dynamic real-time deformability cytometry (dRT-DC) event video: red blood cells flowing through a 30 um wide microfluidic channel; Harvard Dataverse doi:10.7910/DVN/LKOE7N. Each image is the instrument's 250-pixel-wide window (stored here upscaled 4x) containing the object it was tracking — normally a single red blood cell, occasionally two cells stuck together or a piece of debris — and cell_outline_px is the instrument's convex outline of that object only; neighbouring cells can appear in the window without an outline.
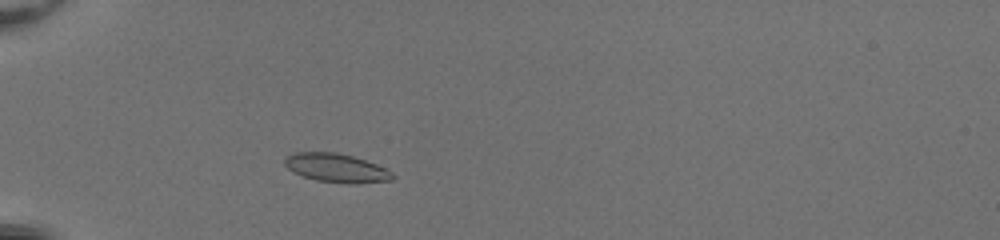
{"species": "common noctule bat (a hibernating species)", "species_latin": "Nyctalus noctula", "temperature_condition": "room temperature", "stored_images_in_passage": 41, "camera_frame_rate_fps": 3000, "um_per_image_px": 0.085, "animal": {"sex": "female", "body_mass_g": 20.0, "forearm_length_mm": 54.0}, "frame": {"image": 1, "passage_image": 7, "time_ms": 2.0, "image_size_px": [1000, 240], "cell_outline_px": [[396, 176], [392, 180], [356, 184], [348, 184], [316, 180], [292, 172], [284, 164], [284, 160], [288, 156], [296, 152], [336, 152], [352, 156], [376, 164], [392, 172]], "centroid_in_image_um": [28.61, 14.29], "position_along_channel_um": 56.4, "area_um2": 18.03}}
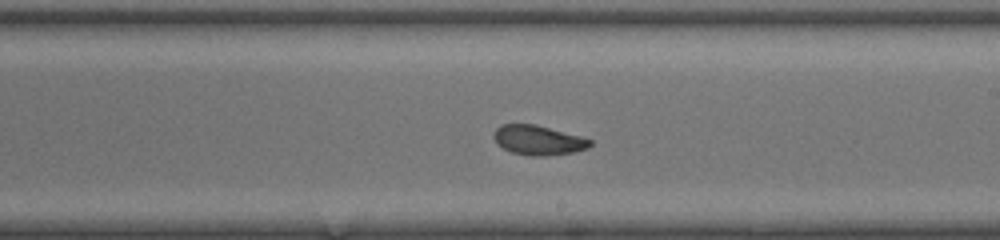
{"frame": {"image": 2, "passage_image": 22, "time_ms": 7.0, "image_size_px": [1000, 240], "cell_outline_px": [[592, 144], [588, 148], [572, 152], [544, 156], [532, 156], [512, 152], [496, 144], [492, 136], [496, 128], [500, 124], [536, 124], [580, 136], [592, 140]], "centroid_in_image_um": [45.72, 11.9], "position_along_channel_um": 243.3, "area_um2": 16.65}}
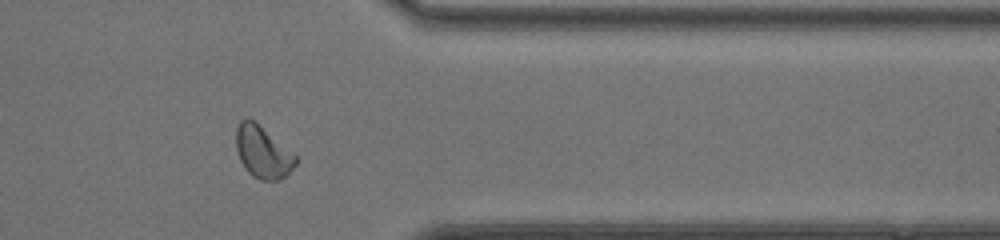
{"frame": {"image": 3, "passage_image": 33, "time_ms": 10.667, "image_size_px": [1000, 240], "cell_outline_px": [[296, 164], [284, 176], [276, 180], [260, 180], [252, 176], [248, 172], [240, 160], [236, 148], [236, 128], [240, 120], [248, 116], [296, 156]], "centroid_in_image_um": [22.28, 12.92], "position_along_channel_um": 389.1, "area_um2": 17.63}, "authors_computed_cell_mechanics": {"area_um2": 17.3978, "velocity_mm_per_s": 4.1375, "shape_relaxation_time_tau1_ms": 5.6414, "shape_relaxation_time_tau2_ms": 1.3467, "deformation_change_tau1": 0.1549, "deformation_change_tau2": 0.06}}